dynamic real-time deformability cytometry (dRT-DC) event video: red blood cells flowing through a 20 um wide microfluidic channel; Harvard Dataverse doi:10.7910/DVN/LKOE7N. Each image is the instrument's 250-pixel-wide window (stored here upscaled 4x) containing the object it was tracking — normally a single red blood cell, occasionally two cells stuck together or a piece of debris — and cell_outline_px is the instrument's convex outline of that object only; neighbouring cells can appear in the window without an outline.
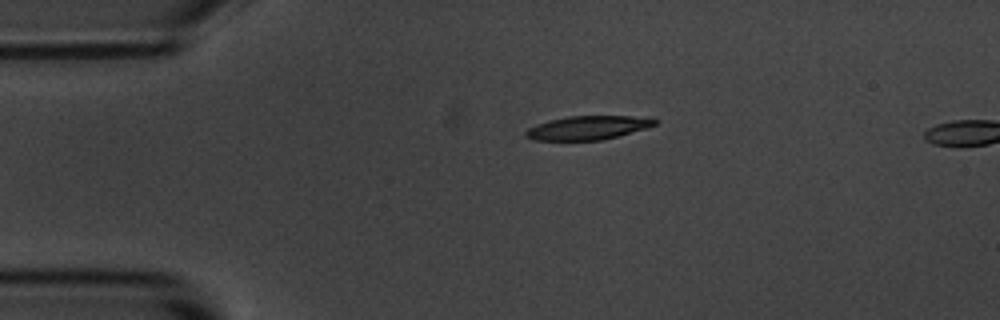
{"species": "common noctule bat (a hibernating species)", "species_latin": "Nyctalus noctula", "temperature_condition": "room temperature", "stored_images_in_passage": 3, "segment_of_instrument_passage": [1, 2], "camera_frame_rate_fps": 3000, "um_per_image_px": 0.085, "animal": {"sex": "male", "body_mass_g": 20.1, "forearm_length_mm": 53.5}, "frame": {"image": 1, "passage_image": 1, "time_ms": 0.0, "image_size_px": [1000, 320], "cell_outline_px": [[660, 120], [656, 124], [644, 128], [616, 136], [600, 140], [532, 140], [524, 136], [524, 132], [528, 128], [536, 124], [548, 120], [568, 116], [652, 116]], "centroid_in_image_um": [49.96, 10.84], "position_along_channel_um": 35.0, "area_um2": 17.98}}